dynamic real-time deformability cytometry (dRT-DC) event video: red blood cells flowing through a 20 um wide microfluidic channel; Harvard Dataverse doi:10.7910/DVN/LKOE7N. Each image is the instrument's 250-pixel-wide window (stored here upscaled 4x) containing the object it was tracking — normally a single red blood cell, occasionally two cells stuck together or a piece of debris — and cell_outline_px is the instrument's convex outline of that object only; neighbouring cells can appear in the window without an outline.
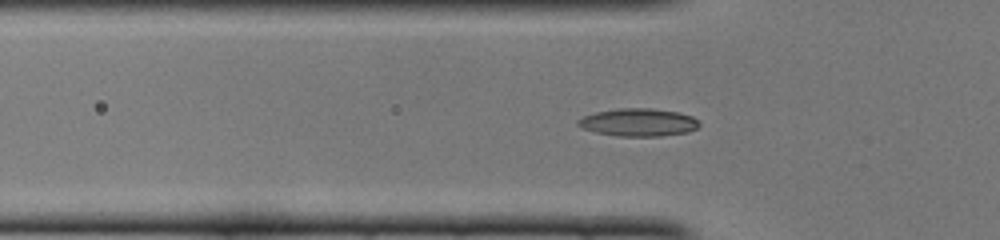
{"species": "common noctule bat (a hibernating species)", "species_latin": "Nyctalus noctula", "temperature_condition": "cold", "stored_images_in_passage": 50, "camera_frame_rate_fps": 3000, "um_per_image_px": 0.085, "animal": {"sex": "female", "body_mass_g": 22.0, "forearm_length_mm": 56.7}, "frame": {"image": 1, "passage_image": 16, "time_ms": 5.0, "image_size_px": [1000, 240], "cell_outline_px": [[700, 124], [696, 128], [688, 132], [660, 136], [616, 136], [596, 132], [584, 128], [576, 124], [576, 120], [584, 116], [596, 112], [616, 108], [652, 108], [680, 112], [692, 116]], "centroid_in_image_um": [54.26, 10.39], "position_along_channel_um": 71.5, "area_um2": 19.65}}
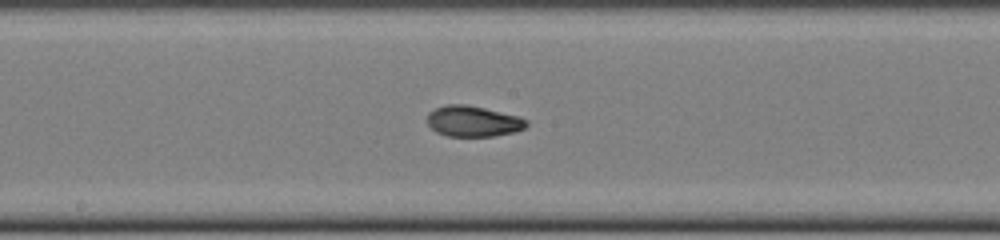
{"frame": {"image": 2, "passage_image": 26, "time_ms": 8.333, "image_size_px": [1000, 240], "cell_outline_px": [[528, 124], [524, 128], [512, 132], [492, 136], [448, 136], [436, 132], [428, 124], [428, 112], [436, 108], [448, 104], [464, 104], [484, 108], [520, 116], [528, 120]], "centroid_in_image_um": [40.22, 10.3], "position_along_channel_um": 208.0, "area_um2": 17.69}}
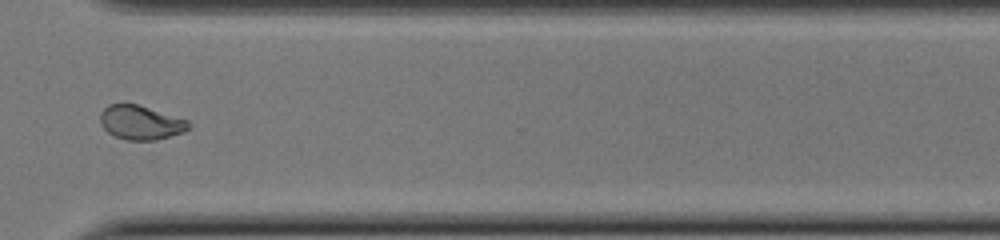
{"frame": {"image": 3, "passage_image": 37, "time_ms": 12.0, "image_size_px": [1000, 240], "cell_outline_px": [[192, 128], [184, 132], [156, 140], [124, 140], [108, 132], [100, 124], [100, 112], [108, 104], [136, 104], [188, 120], [192, 124]], "centroid_in_image_um": [11.98, 10.42], "position_along_channel_um": 358.6, "area_um2": 17.63}, "authors_computed_cell_mechanics": {"area_um2": 17.6579, "velocity_mm_per_s": 4.0905, "shape_relaxation_time_tau1_ms": null, "shape_relaxation_time_tau2_ms": 2.7398, "deformation_change_tau1": null, "deformation_change_tau2": 0.0815}}